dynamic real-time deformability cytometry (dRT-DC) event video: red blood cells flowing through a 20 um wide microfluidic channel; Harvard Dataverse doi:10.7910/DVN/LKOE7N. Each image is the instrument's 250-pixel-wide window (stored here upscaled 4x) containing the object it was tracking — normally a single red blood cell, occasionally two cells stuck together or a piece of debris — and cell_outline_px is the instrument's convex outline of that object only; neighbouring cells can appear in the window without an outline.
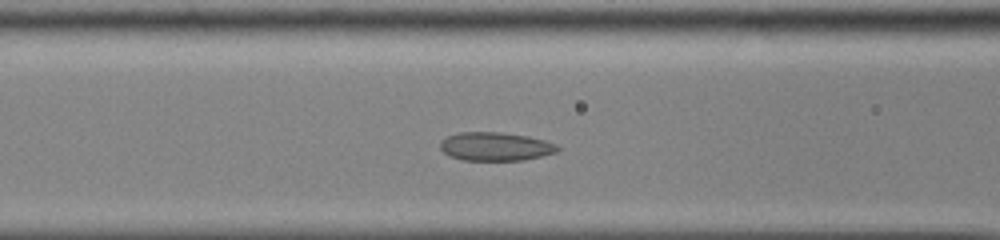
{"species": "common noctule bat (a hibernating species)", "species_latin": "Nyctalus noctula", "temperature_condition": "cold", "stored_images_in_passage": 38, "camera_frame_rate_fps": 3000, "um_per_image_px": 0.085, "animal": {"sex": "male", "body_mass_g": 13.0, "forearm_length_mm": 53.1}, "frame": {"image": 1, "passage_image": 12, "time_ms": 3.667, "image_size_px": [1000, 240], "cell_outline_px": [[560, 148], [556, 152], [524, 160], [464, 160], [452, 156], [444, 152], [440, 148], [440, 140], [448, 136], [460, 132], [500, 132], [528, 136], [544, 140], [556, 144]], "centroid_in_image_um": [42.11, 12.44], "position_along_channel_um": 124.5, "area_um2": 19.36}}
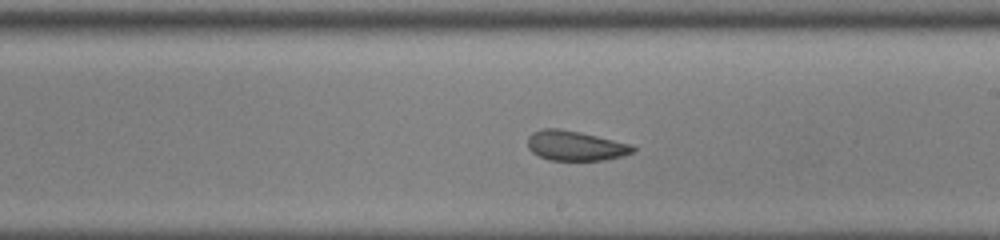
{"frame": {"image": 2, "passage_image": 21, "time_ms": 6.667, "image_size_px": [1000, 240], "cell_outline_px": [[636, 148], [632, 152], [624, 156], [604, 160], [552, 160], [540, 156], [532, 152], [528, 148], [528, 136], [532, 132], [544, 128], [560, 128], [580, 132], [632, 144]], "centroid_in_image_um": [48.91, 12.38], "position_along_channel_um": 240.1, "area_um2": 18.32}}
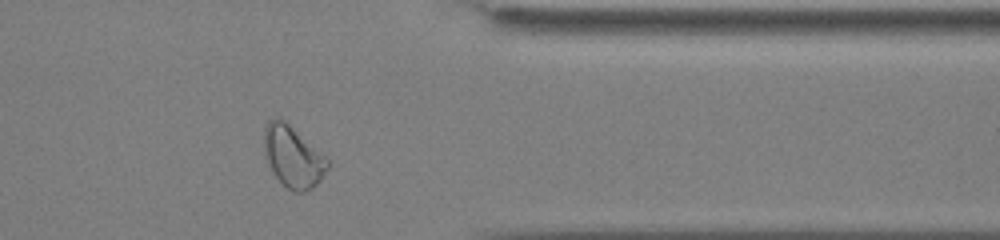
{"frame": {"image": 3, "passage_image": 33, "time_ms": 10.667, "image_size_px": [1000, 240], "cell_outline_px": [[332, 160], [328, 168], [320, 180], [312, 188], [304, 192], [292, 192], [272, 172], [264, 156], [264, 128], [268, 120], [276, 116], [280, 116]], "centroid_in_image_um": [24.92, 13.28], "position_along_channel_um": 386.5, "area_um2": 23.24}}